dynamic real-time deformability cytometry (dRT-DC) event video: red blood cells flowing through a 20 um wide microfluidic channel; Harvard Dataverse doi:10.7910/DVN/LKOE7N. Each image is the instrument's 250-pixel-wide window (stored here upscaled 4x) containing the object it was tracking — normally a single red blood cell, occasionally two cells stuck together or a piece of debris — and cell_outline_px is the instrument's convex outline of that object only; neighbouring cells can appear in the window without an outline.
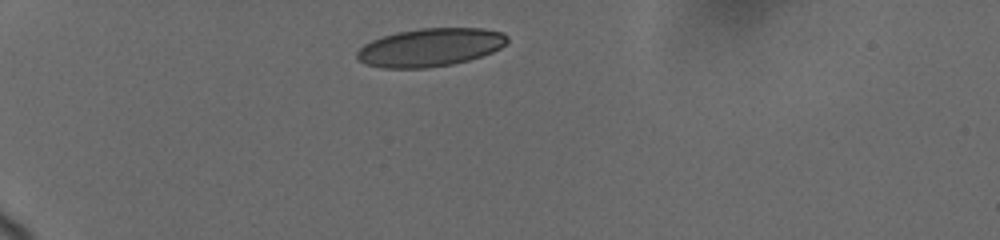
{"species": "human", "species_latin": "Homo sapiens", "temperature_condition": "cold", "stored_images_in_passage": 47, "camera_frame_rate_fps": 3000, "um_per_image_px": 0.085, "donor": {"sex": "female"}, "frame": {"image": 1, "passage_image": 1, "time_ms": 0.0, "image_size_px": [1000, 240], "cell_outline_px": [[508, 40], [500, 48], [492, 52], [468, 60], [452, 64], [424, 68], [380, 68], [364, 64], [356, 56], [356, 52], [364, 44], [372, 40], [396, 32], [420, 28], [484, 28], [504, 32], [508, 36]], "centroid_in_image_um": [36.56, 4.02], "position_along_channel_um": 48.4, "area_um2": 33.47}}
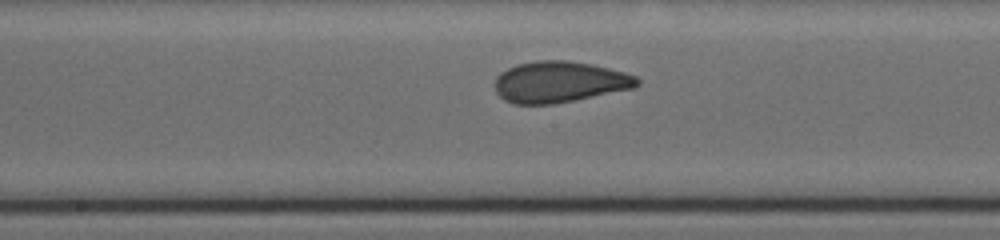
{"frame": {"image": 2, "passage_image": 32, "time_ms": 5.333, "image_size_px": [1000, 240], "cell_outline_px": [[640, 84], [632, 88], [552, 104], [512, 104], [504, 100], [496, 92], [496, 76], [500, 72], [516, 64], [540, 60], [568, 60], [592, 64], [624, 72], [636, 76], [640, 80]], "centroid_in_image_um": [47.53, 6.95], "position_along_channel_um": 200.7, "area_um2": 33.93}}
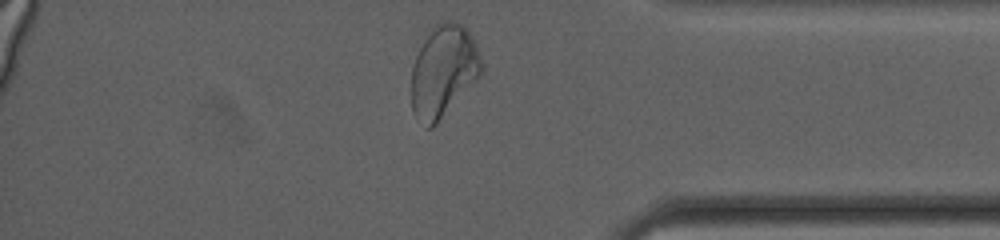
{"frame": {"image": 3, "passage_image": 47, "time_ms": 11.0, "image_size_px": [1000, 240], "cell_outline_px": [[484, 68], [480, 76], [436, 124], [432, 128], [428, 128], [412, 112], [412, 64], [424, 40], [436, 24], [440, 20], [460, 24], [468, 32], [476, 44]], "centroid_in_image_um": [37.7, 6.06], "position_along_channel_um": 397.5, "area_um2": 36.93}, "authors_computed_cell_mechanics": {"area_um2": 34.0442, "velocity_mm_per_s": 3.6913, "shape_relaxation_time_tau1_ms": 4.5706, "shape_relaxation_time_tau2_ms": 0.8173, "deformation_change_tau1": 0.1429, "deformation_change_tau2": 0.0664}}